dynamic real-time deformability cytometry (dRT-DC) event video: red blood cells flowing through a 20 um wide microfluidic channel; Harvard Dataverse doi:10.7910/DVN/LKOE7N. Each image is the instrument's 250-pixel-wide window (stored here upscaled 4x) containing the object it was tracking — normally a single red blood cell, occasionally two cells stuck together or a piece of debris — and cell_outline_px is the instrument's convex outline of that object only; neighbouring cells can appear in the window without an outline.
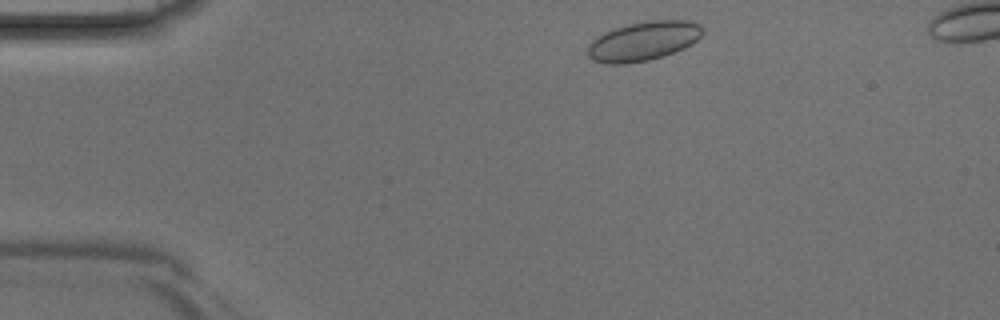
{"species": "Egyptian fruit bat (a non-hibernating species)", "species_latin": "Rousettus aegyptiacus", "temperature_condition": "room temperature", "stored_images_in_passage": 37, "camera_frame_rate_fps": 3000, "um_per_image_px": 0.085, "animal": {"sex": "male"}, "frame": {"image": 1, "passage_image": 2, "time_ms": 0.333, "image_size_px": [1000, 320], "cell_outline_px": [[704, 32], [692, 44], [684, 48], [648, 60], [624, 64], [608, 64], [592, 60], [588, 56], [588, 44], [596, 36], [604, 32], [628, 24], [648, 20], [692, 20], [700, 24], [704, 28]], "centroid_in_image_um": [54.69, 3.48], "position_along_channel_um": 30.3, "area_um2": 26.3}}
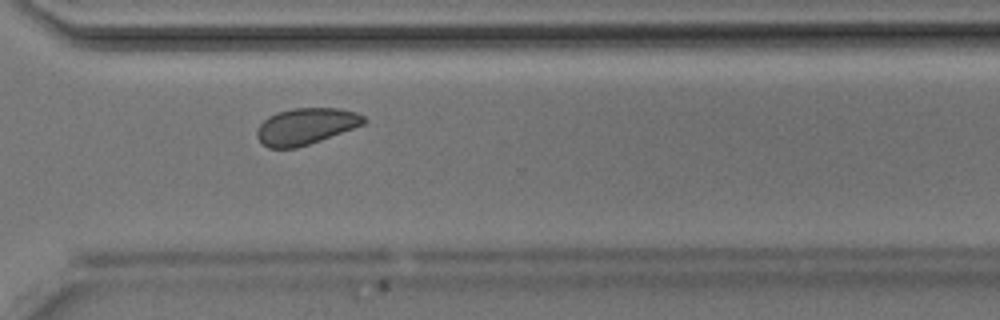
{"frame": {"image": 2, "passage_image": 26, "time_ms": 8.333, "image_size_px": [1000, 320], "cell_outline_px": [[368, 120], [364, 124], [320, 140], [296, 148], [268, 148], [260, 144], [256, 136], [256, 128], [268, 116], [276, 112], [292, 108], [340, 108], [356, 112], [364, 116]], "centroid_in_image_um": [25.95, 10.73], "position_along_channel_um": 344.6, "area_um2": 22.83}}
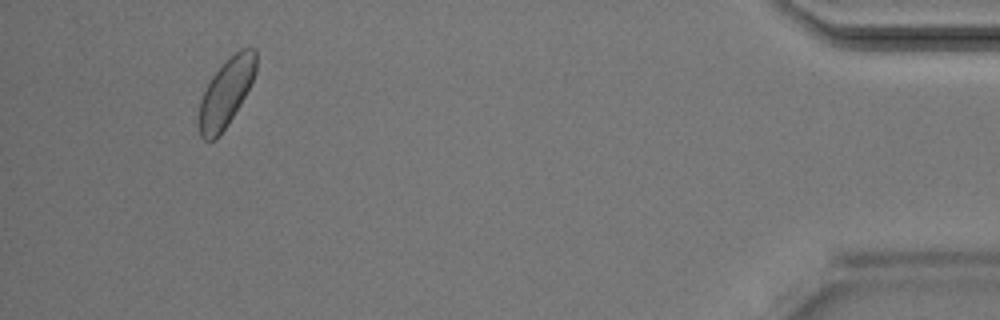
{"frame": {"image": 3, "passage_image": 35, "time_ms": 11.333, "image_size_px": [1000, 320], "cell_outline_px": [[256, 72], [240, 104], [228, 124], [216, 140], [204, 140], [200, 136], [196, 120], [200, 100], [212, 76], [240, 48], [256, 48]], "centroid_in_image_um": [19.17, 7.94], "position_along_channel_um": 416.0, "area_um2": 22.43}}